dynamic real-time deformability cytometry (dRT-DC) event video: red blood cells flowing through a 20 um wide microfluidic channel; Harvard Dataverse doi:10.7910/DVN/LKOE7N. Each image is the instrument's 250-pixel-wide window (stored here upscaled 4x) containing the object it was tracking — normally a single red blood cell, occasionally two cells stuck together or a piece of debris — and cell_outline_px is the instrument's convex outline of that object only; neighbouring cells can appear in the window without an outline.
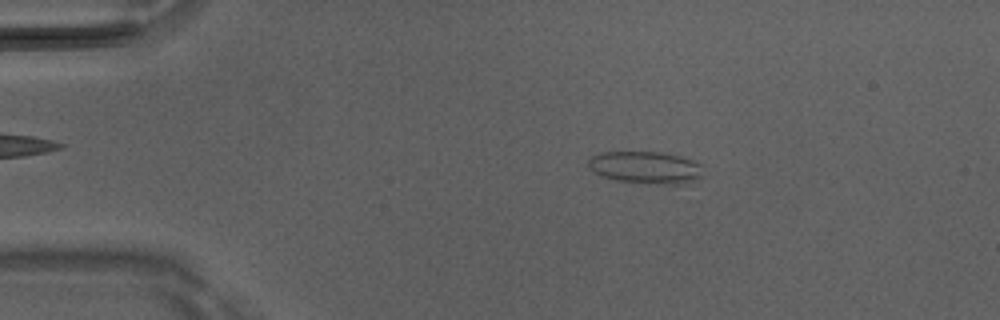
{"species": "Egyptian fruit bat (a non-hibernating species)", "species_latin": "Rousettus aegyptiacus", "temperature_condition": "room temperature", "stored_images_in_passage": 7, "camera_frame_rate_fps": 3000, "um_per_image_px": 0.085, "animal": {"sex": "male"}, "frame": {"image": 1, "passage_image": 2, "time_ms": 0.333, "image_size_px": [1000, 320], "cell_outline_px": [[704, 176], [688, 184], [668, 184], [616, 180], [600, 176], [588, 168], [588, 160], [592, 156], [600, 152], [660, 152], [680, 156], [692, 160], [700, 164]], "centroid_in_image_um": [54.89, 14.23], "position_along_channel_um": 30.1, "area_um2": 21.68}}